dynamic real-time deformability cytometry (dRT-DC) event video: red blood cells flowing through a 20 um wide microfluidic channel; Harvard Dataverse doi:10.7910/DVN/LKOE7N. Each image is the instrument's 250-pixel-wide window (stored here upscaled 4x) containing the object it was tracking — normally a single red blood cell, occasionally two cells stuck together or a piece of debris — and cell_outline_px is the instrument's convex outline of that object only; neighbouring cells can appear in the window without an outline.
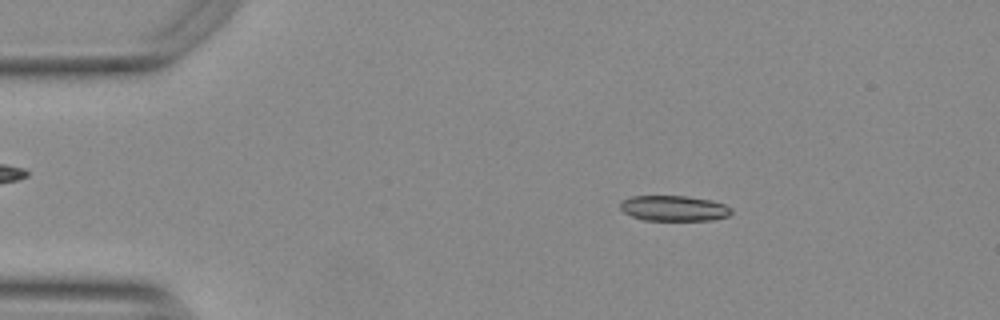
{"species": "Egyptian fruit bat (a non-hibernating species)", "species_latin": "Rousettus aegyptiacus", "temperature_condition": "warm", "stored_images_in_passage": 19, "camera_frame_rate_fps": 3000, "um_per_image_px": 0.085, "animal": {"sex": "female"}, "frame": {"image": 1, "passage_image": 5, "time_ms": 1.333, "image_size_px": [1000, 320], "cell_outline_px": [[732, 212], [728, 216], [712, 220], [644, 220], [632, 216], [624, 212], [620, 208], [620, 204], [624, 200], [632, 196], [684, 196], [712, 200], [724, 204], [732, 208]], "centroid_in_image_um": [57.31, 17.7], "position_along_channel_um": 27.7, "area_um2": 16.42}}
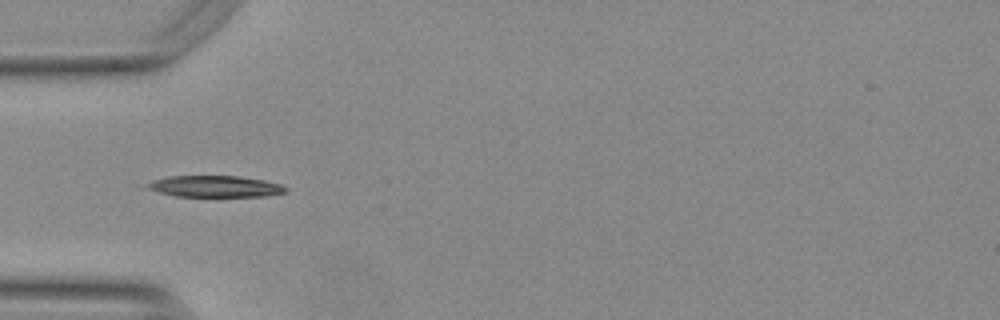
{"frame": {"image": 2, "passage_image": 13, "time_ms": 4.0, "image_size_px": [1000, 320], "cell_outline_px": [[288, 192], [264, 196], [176, 196], [160, 192], [148, 188], [148, 184], [152, 180], [168, 176], [240, 176], [280, 184], [288, 188]], "centroid_in_image_um": [18.31, 15.84], "position_along_channel_um": 66.7, "area_um2": 16.99}}
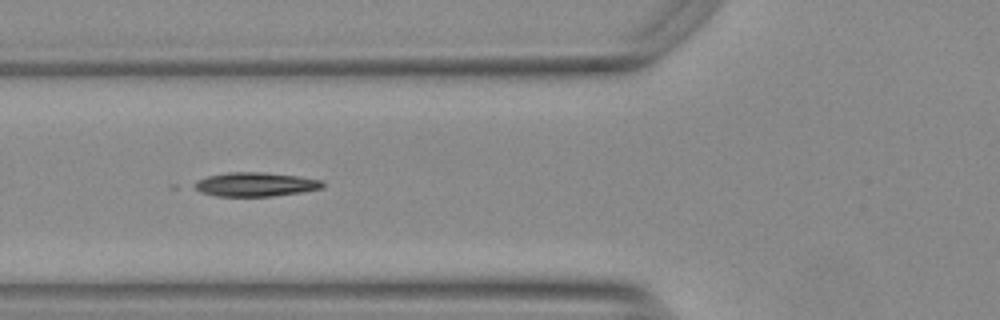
{"frame": {"image": 3, "passage_image": 16, "time_ms": 5.0, "image_size_px": [1000, 320], "cell_outline_px": [[324, 188], [300, 192], [272, 196], [216, 196], [200, 192], [192, 188], [188, 184], [196, 180], [208, 176], [228, 172], [260, 172], [296, 176], [320, 180], [324, 184]], "centroid_in_image_um": [21.6, 15.67], "position_along_channel_um": 104.2, "area_um2": 18.03}}